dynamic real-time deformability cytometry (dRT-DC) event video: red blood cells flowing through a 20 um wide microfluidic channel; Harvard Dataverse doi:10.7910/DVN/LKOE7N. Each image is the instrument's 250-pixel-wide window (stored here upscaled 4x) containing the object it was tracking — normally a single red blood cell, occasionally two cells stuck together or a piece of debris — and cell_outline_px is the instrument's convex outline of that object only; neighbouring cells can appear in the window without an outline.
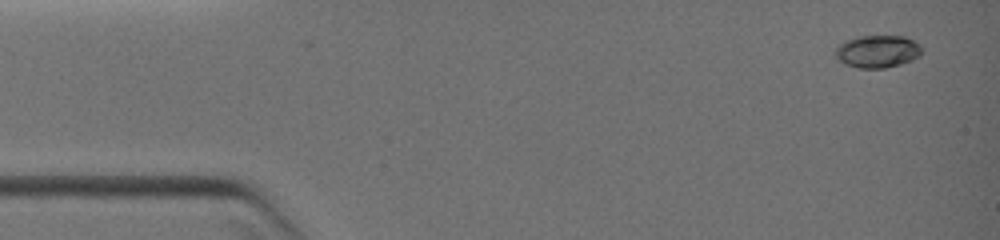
{"species": "common noctule bat (a hibernating species)", "species_latin": "Nyctalus noctula", "temperature_condition": "warm", "stored_images_in_passage": 3, "camera_frame_rate_fps": 3000, "um_per_image_px": 0.085, "animal": {"sex": "female", "body_mass_g": 19.0, "forearm_length_mm": 51.5}, "frame": {"image": 1, "passage_image": 1, "time_ms": 0.0, "image_size_px": [1000, 240], "cell_outline_px": [[924, 52], [920, 56], [912, 60], [900, 64], [884, 68], [856, 68], [844, 64], [832, 52], [844, 40], [856, 36], [904, 36], [920, 44]], "centroid_in_image_um": [74.58, 4.37], "position_along_channel_um": 10.4, "area_um2": 16.65}}